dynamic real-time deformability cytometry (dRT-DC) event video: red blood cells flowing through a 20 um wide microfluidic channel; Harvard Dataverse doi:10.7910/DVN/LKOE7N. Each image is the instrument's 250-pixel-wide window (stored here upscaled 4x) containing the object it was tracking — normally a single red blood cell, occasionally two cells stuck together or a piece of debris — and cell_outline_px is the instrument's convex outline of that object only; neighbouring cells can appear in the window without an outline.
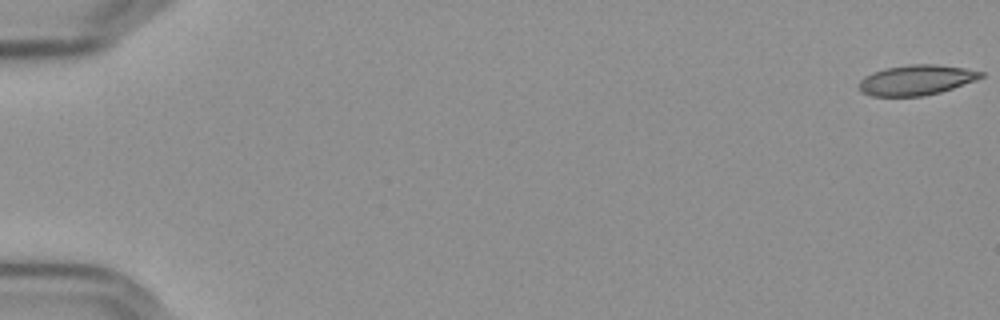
{"species": "Egyptian fruit bat (a non-hibernating species)", "species_latin": "Rousettus aegyptiacus", "temperature_condition": "cold", "stored_images_in_passage": 57, "camera_frame_rate_fps": 3000, "um_per_image_px": 0.085, "frame": {"image": 1, "passage_image": 1, "time_ms": 0.0, "image_size_px": [1000, 320], "cell_outline_px": [[984, 76], [976, 80], [940, 92], [924, 96], [872, 96], [860, 92], [856, 84], [864, 76], [872, 72], [884, 68], [908, 64], [936, 64], [964, 68], [984, 72]], "centroid_in_image_um": [77.83, 6.8], "position_along_channel_um": 7.2, "area_um2": 21.68}}
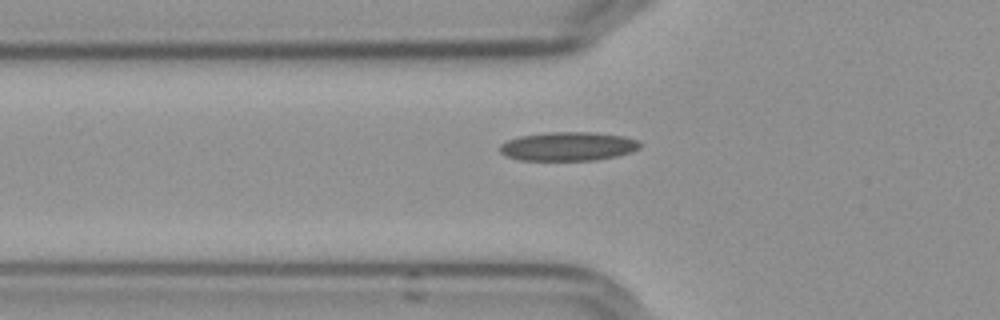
{"frame": {"image": 2, "passage_image": 21, "time_ms": 6.667, "image_size_px": [1000, 320], "cell_outline_px": [[644, 144], [640, 148], [632, 152], [616, 156], [596, 160], [520, 160], [504, 156], [500, 152], [500, 144], [508, 140], [520, 136], [544, 132], [592, 132], [624, 136], [640, 140]], "centroid_in_image_um": [48.33, 12.44], "position_along_channel_um": 77.5, "area_um2": 23.87}}
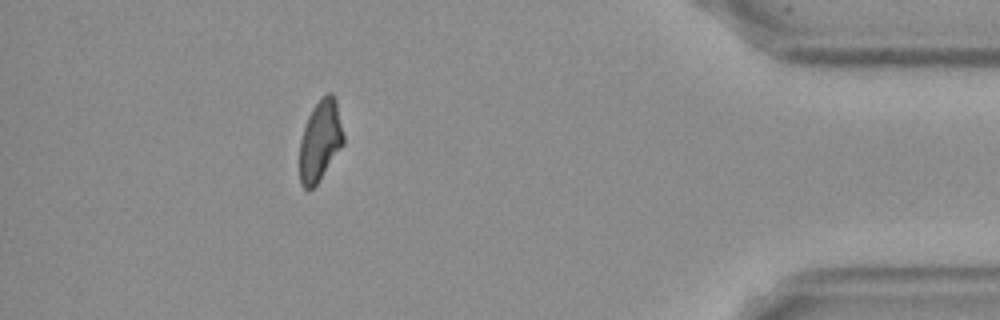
{"frame": {"image": 3, "passage_image": 52, "time_ms": 17.0, "image_size_px": [1000, 320], "cell_outline_px": [[344, 144], [316, 184], [308, 192], [300, 184], [300, 140], [308, 116], [312, 108], [320, 96], [328, 92], [332, 92], [336, 100], [344, 136]], "centroid_in_image_um": [27.21, 11.93], "position_along_channel_um": 408.0, "area_um2": 20.69}, "authors_computed_cell_mechanics": {"area_um2": 22.0218, "velocity_mm_per_s": 3.6186, "shape_relaxation_time_tau1_ms": null, "shape_relaxation_time_tau2_ms": 4.5976, "deformation_change_tau1": null, "deformation_change_tau2": 0.1038}}